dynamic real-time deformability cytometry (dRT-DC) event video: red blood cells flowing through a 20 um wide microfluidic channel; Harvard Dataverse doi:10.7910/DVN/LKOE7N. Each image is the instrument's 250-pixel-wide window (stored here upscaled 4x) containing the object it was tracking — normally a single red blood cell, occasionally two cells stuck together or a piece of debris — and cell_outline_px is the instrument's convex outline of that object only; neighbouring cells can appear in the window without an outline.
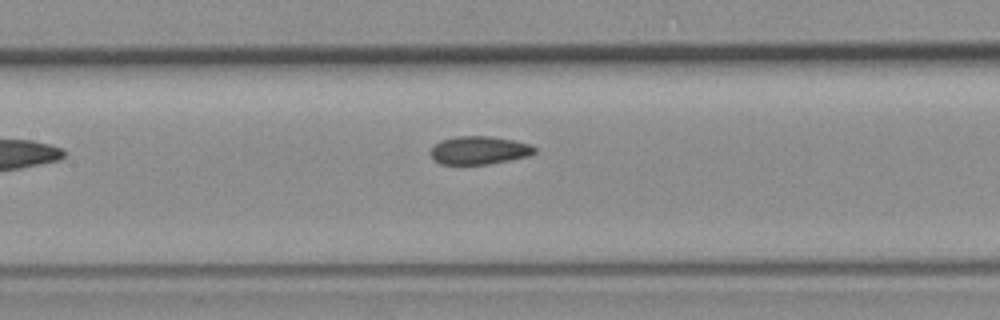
{"species": "common noctule bat (a hibernating species)", "species_latin": "Nyctalus noctula", "temperature_condition": "room temperature", "stored_images_in_passage": 7, "camera_frame_rate_fps": 3000, "um_per_image_px": 0.085, "animal": {"sex": "female", "body_mass_g": 19.3, "forearm_length_mm": 54.1}, "frame": {"image": 1, "passage_image": 7, "time_ms": 7.667, "image_size_px": [1000, 320], "cell_outline_px": [[536, 152], [528, 156], [512, 160], [488, 164], [440, 164], [432, 160], [432, 148], [440, 140], [456, 136], [488, 136], [512, 140], [528, 144], [536, 148]], "centroid_in_image_um": [40.72, 12.78], "position_along_channel_um": 166.7, "area_um2": 16.99}}